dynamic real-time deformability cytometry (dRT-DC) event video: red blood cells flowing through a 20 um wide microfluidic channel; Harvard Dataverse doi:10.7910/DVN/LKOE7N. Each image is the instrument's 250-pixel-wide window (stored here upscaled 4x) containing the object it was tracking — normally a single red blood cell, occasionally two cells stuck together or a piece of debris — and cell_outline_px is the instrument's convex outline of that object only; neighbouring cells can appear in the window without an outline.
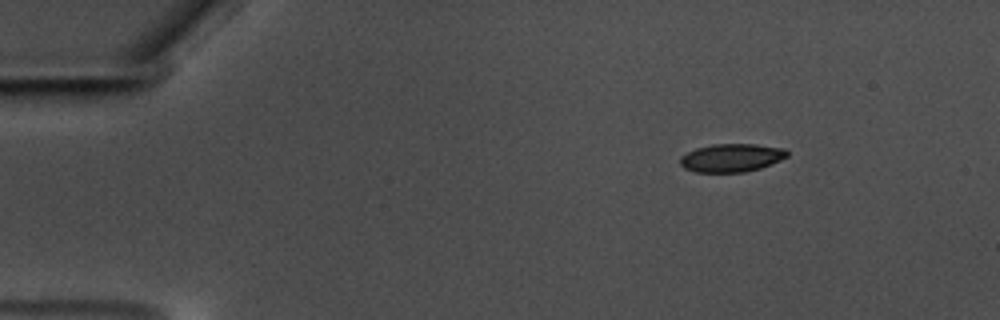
{"species": "common noctule bat (a hibernating species)", "species_latin": "Nyctalus noctula", "temperature_condition": "warm", "stored_images_in_passage": 51, "camera_frame_rate_fps": 3000, "um_per_image_px": 0.085, "animal": {"sex": "male", "body_mass_g": 17.5, "forearm_length_mm": 52.3}, "frame": {"image": 1, "passage_image": 1, "time_ms": 0.0, "image_size_px": [1000, 320], "cell_outline_px": [[788, 156], [780, 160], [760, 168], [744, 172], [696, 172], [684, 168], [680, 164], [680, 156], [696, 148], [712, 144], [756, 144], [784, 148], [788, 152]], "centroid_in_image_um": [62.17, 13.41], "position_along_channel_um": 22.8, "area_um2": 17.57}}
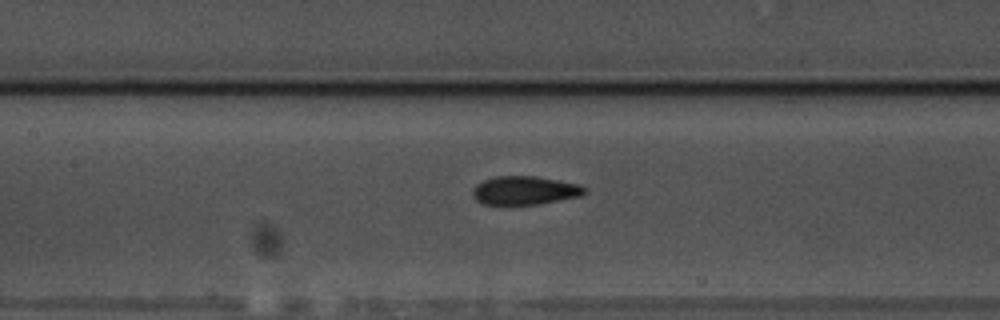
{"frame": {"image": 2, "passage_image": 20, "time_ms": 6.333, "image_size_px": [1000, 320], "cell_outline_px": [[588, 192], [580, 196], [540, 204], [484, 204], [476, 200], [472, 196], [472, 192], [476, 184], [484, 180], [496, 176], [536, 176], [580, 184], [588, 188]], "centroid_in_image_um": [44.64, 16.18], "position_along_channel_um": 162.8, "area_um2": 18.73}}
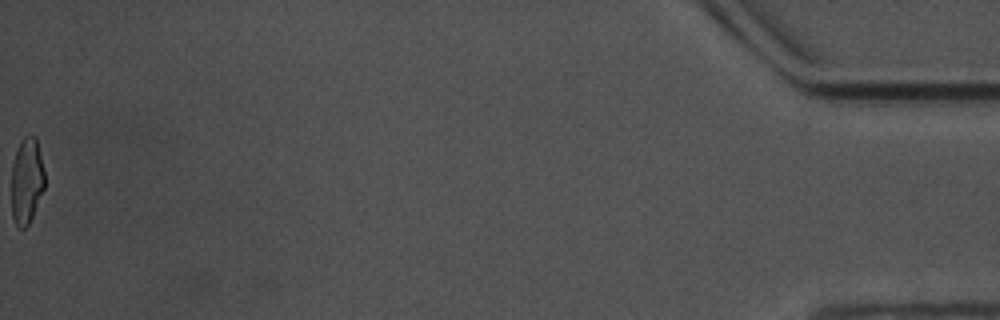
{"frame": {"image": 3, "passage_image": 51, "time_ms": 16.667, "image_size_px": [1000, 320], "cell_outline_px": [[44, 188], [32, 216], [28, 224], [24, 228], [20, 228], [16, 224], [12, 216], [12, 164], [16, 148], [20, 140], [24, 136], [36, 136], [44, 168]], "centroid_in_image_um": [2.26, 15.31], "position_along_channel_um": 432.9, "area_um2": 16.65}, "authors_computed_cell_mechanics": {"area_um2": 18.496, "velocity_mm_per_s": 3.5677, "shape_relaxation_time_tau1_ms": 5.7008, "shape_relaxation_time_tau2_ms": 1.5746, "deformation_change_tau1": 0.1602, "deformation_change_tau2": 0.0634}}